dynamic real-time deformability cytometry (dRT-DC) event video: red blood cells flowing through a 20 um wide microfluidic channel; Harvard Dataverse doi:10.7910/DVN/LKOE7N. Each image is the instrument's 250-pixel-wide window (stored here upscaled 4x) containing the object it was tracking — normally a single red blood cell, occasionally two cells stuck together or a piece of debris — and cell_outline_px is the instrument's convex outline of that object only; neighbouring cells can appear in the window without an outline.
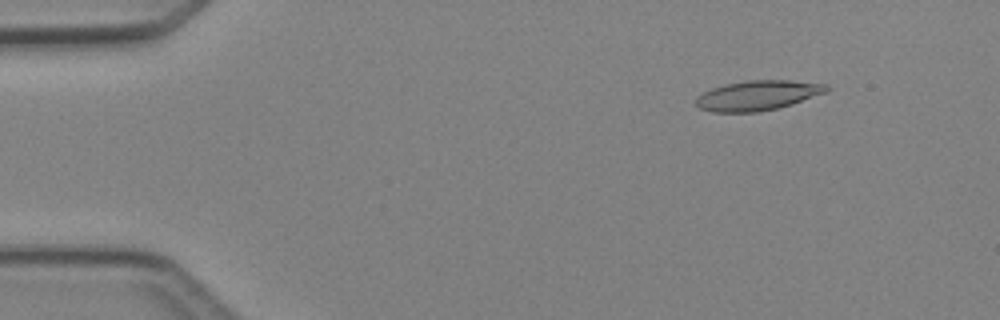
{"species": "Egyptian fruit bat (a non-hibernating species)", "species_latin": "Rousettus aegyptiacus", "temperature_condition": "cold", "stored_images_in_passage": 48, "camera_frame_rate_fps": 3000, "um_per_image_px": 0.085, "animal": {"sex": "female"}, "frame": {"image": 1, "passage_image": 6, "time_ms": 1.667, "image_size_px": [1000, 320], "cell_outline_px": [[832, 88], [828, 92], [792, 104], [760, 112], [712, 112], [700, 108], [696, 104], [696, 96], [712, 88], [724, 84], [748, 80], [788, 80], [828, 84]], "centroid_in_image_um": [64.44, 8.1], "position_along_channel_um": 20.6, "area_um2": 22.89}}
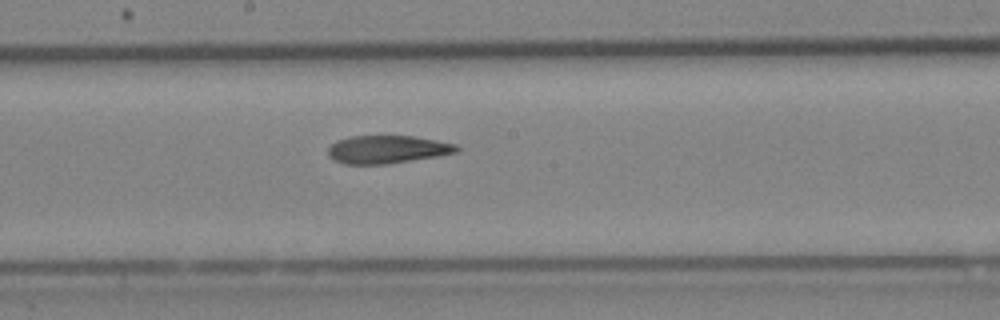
{"frame": {"image": 2, "passage_image": 26, "time_ms": 8.333, "image_size_px": [1000, 320], "cell_outline_px": [[460, 148], [456, 152], [436, 156], [388, 164], [344, 164], [332, 160], [328, 156], [328, 148], [336, 140], [352, 136], [412, 136], [436, 140], [456, 144]], "centroid_in_image_um": [32.87, 12.7], "position_along_channel_um": 215.3, "area_um2": 20.92}}
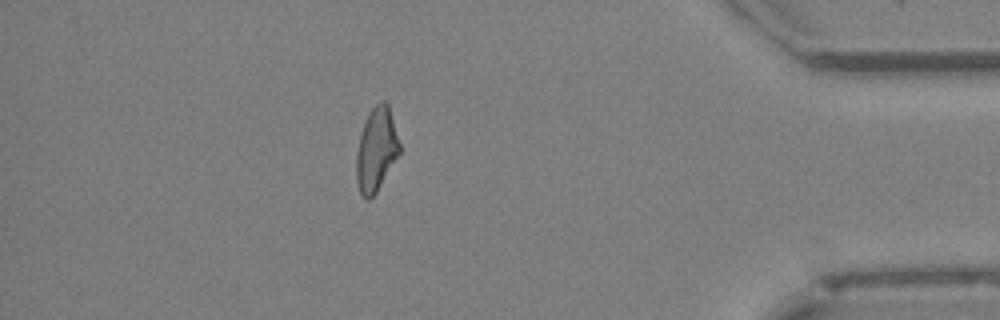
{"frame": {"image": 3, "passage_image": 42, "time_ms": 13.667, "image_size_px": [1000, 320], "cell_outline_px": [[400, 152], [376, 192], [368, 200], [360, 192], [356, 180], [356, 152], [360, 136], [368, 112], [380, 100], [384, 100], [388, 104], [400, 144]], "centroid_in_image_um": [31.98, 12.69], "position_along_channel_um": 403.2, "area_um2": 20.75}, "authors_computed_cell_mechanics": {"area_um2": 21.8484, "velocity_mm_per_s": 4.2797, "shape_relaxation_time_tau1_ms": null, "shape_relaxation_time_tau2_ms": 4.513, "deformation_change_tau1": null, "deformation_change_tau2": 0.1521}}